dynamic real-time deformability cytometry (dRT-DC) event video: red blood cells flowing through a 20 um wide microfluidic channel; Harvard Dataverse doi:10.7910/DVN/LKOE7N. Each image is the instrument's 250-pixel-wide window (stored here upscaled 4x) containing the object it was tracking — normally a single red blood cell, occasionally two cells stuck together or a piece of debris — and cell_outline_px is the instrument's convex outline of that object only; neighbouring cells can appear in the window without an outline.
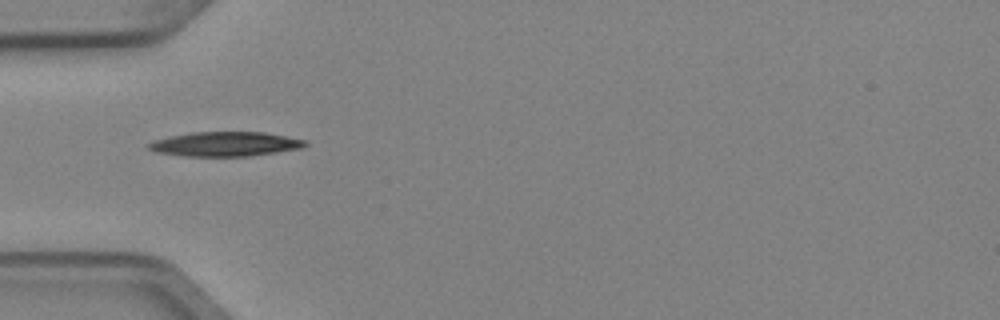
{"species": "Egyptian fruit bat (a non-hibernating species)", "species_latin": "Rousettus aegyptiacus", "temperature_condition": "cold", "stored_images_in_passage": 6, "camera_frame_rate_fps": 3000, "um_per_image_px": 0.085, "animal": {"sex": "female"}, "frame": {"image": 1, "passage_image": 4, "time_ms": 1.0, "image_size_px": [1000, 320], "cell_outline_px": [[308, 144], [304, 148], [248, 156], [184, 156], [156, 152], [148, 148], [144, 144], [152, 140], [168, 136], [192, 132], [264, 132], [304, 140]], "centroid_in_image_um": [19.08, 12.24], "position_along_channel_um": 65.9, "area_um2": 22.43}}
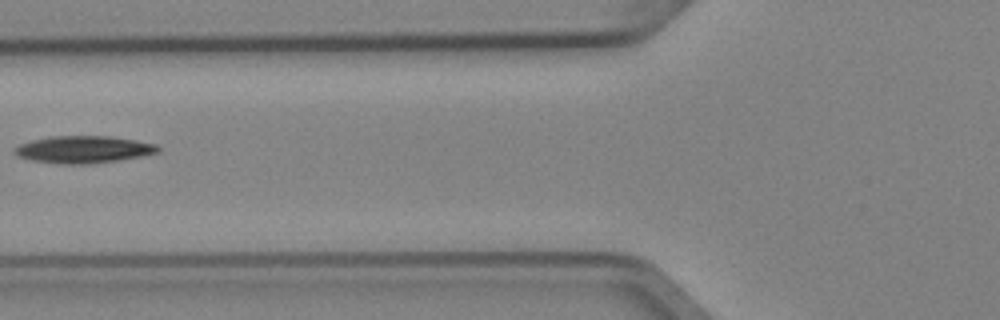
{"frame": {"image": 2, "passage_image": 5, "time_ms": 1.333, "image_size_px": [1000, 320], "cell_outline_px": [[160, 152], [140, 156], [92, 164], [64, 164], [32, 160], [20, 156], [12, 152], [12, 148], [20, 144], [32, 140], [52, 136], [108, 136], [156, 144], [160, 148]], "centroid_in_image_um": [7.07, 12.7], "position_along_channel_um": 118.7, "area_um2": 22.48}}